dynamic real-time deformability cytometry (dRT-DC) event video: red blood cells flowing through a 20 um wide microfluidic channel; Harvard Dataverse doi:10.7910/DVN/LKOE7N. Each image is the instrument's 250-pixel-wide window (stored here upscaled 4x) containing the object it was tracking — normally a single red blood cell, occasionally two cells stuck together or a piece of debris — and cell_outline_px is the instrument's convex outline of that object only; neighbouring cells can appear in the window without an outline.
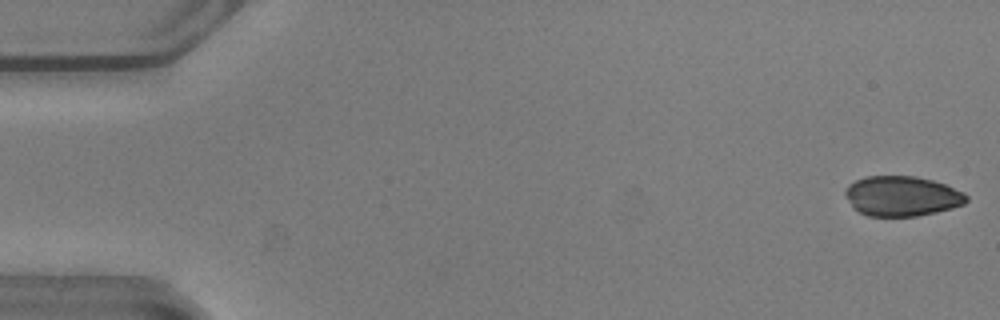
{"species": "common noctule bat (a hibernating species)", "species_latin": "Nyctalus noctula", "temperature_condition": "warm", "stored_images_in_passage": 9, "camera_frame_rate_fps": 3000, "um_per_image_px": 0.085, "animal": {"sex": "male", "body_mass_g": 20.5, "forearm_length_mm": 52.5}, "frame": {"image": 1, "passage_image": 1, "time_ms": 0.0, "image_size_px": [1000, 320], "cell_outline_px": [[968, 200], [964, 204], [952, 208], [936, 212], [916, 216], [868, 216], [852, 208], [844, 192], [844, 188], [848, 184], [864, 176], [916, 176], [932, 180], [944, 184], [964, 192], [968, 196]], "centroid_in_image_um": [76.64, 16.66], "position_along_channel_um": 8.4, "area_um2": 28.44}}